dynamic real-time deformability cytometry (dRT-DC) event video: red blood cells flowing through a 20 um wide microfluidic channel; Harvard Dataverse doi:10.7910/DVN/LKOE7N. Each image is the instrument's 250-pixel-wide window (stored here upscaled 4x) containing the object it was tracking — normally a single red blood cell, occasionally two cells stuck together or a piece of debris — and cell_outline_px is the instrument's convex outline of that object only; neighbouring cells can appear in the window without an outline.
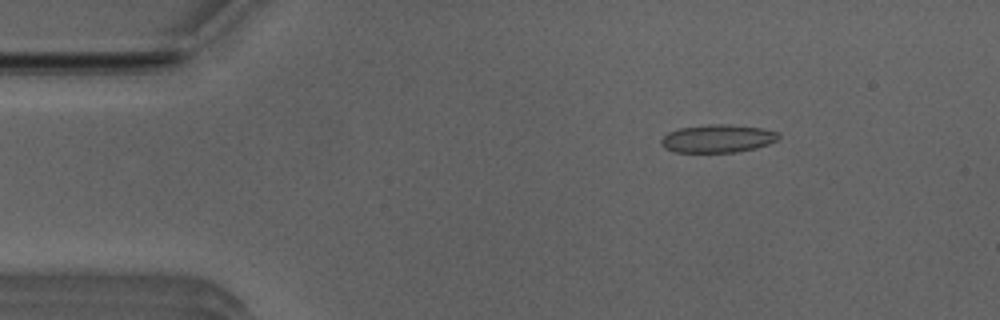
{"species": "Egyptian fruit bat (a non-hibernating species)", "species_latin": "Rousettus aegyptiacus", "temperature_condition": "room temperature", "stored_images_in_passage": 50, "camera_frame_rate_fps": 3000, "um_per_image_px": 0.085, "animal": {"sex": "male"}, "frame": {"image": 1, "passage_image": 6, "time_ms": 1.667, "image_size_px": [1000, 320], "cell_outline_px": [[780, 136], [776, 140], [768, 144], [756, 148], [736, 152], [676, 152], [664, 148], [660, 144], [660, 140], [668, 132], [680, 128], [708, 124], [728, 124], [760, 128], [780, 132]], "centroid_in_image_um": [60.99, 11.77], "position_along_channel_um": 24.0, "area_um2": 19.19}}
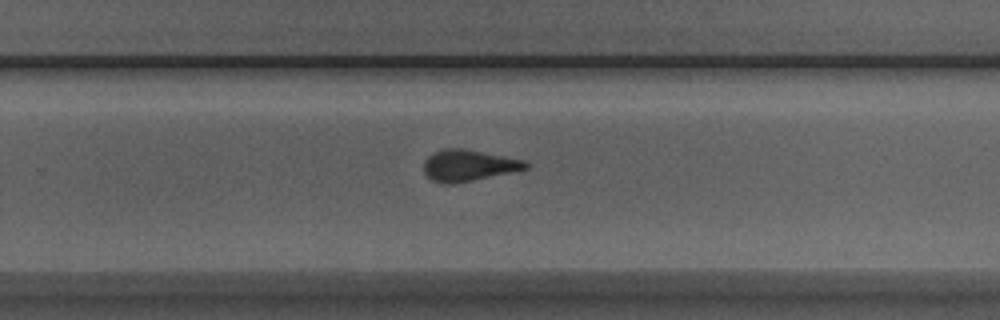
{"frame": {"image": 2, "passage_image": 31, "time_ms": 10.0, "image_size_px": [1000, 320], "cell_outline_px": [[532, 164], [528, 168], [512, 172], [452, 184], [440, 184], [432, 180], [424, 172], [424, 160], [428, 156], [444, 148], [464, 148], [524, 160]], "centroid_in_image_um": [39.83, 14.06], "position_along_channel_um": 290.0, "area_um2": 18.61}}
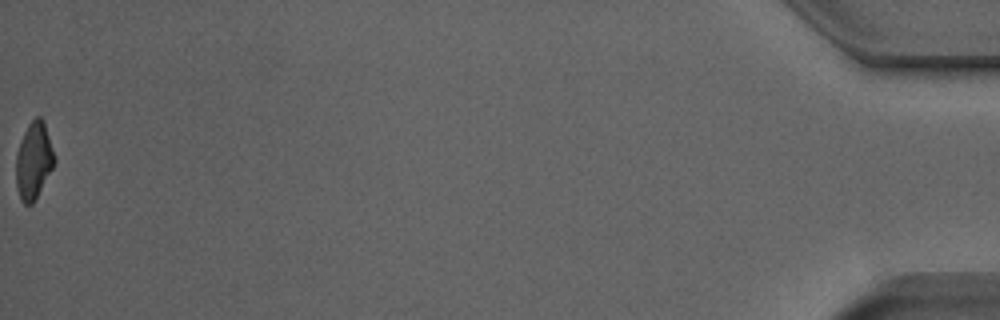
{"frame": {"image": 3, "passage_image": 50, "time_ms": 16.333, "image_size_px": [1000, 320], "cell_outline_px": [[56, 160], [52, 168], [32, 204], [24, 204], [20, 200], [16, 184], [16, 152], [20, 140], [28, 124], [36, 116], [40, 116], [44, 124], [56, 156]], "centroid_in_image_um": [2.85, 13.64], "position_along_channel_um": 432.3, "area_um2": 17.05}, "authors_computed_cell_mechanics": {"area_um2": 18.7561, "velocity_mm_per_s": 3.9661, "shape_relaxation_time_tau1_ms": 5.9962, "shape_relaxation_time_tau2_ms": 1.1918, "deformation_change_tau1": 0.1705, "deformation_change_tau2": 0.0761}}